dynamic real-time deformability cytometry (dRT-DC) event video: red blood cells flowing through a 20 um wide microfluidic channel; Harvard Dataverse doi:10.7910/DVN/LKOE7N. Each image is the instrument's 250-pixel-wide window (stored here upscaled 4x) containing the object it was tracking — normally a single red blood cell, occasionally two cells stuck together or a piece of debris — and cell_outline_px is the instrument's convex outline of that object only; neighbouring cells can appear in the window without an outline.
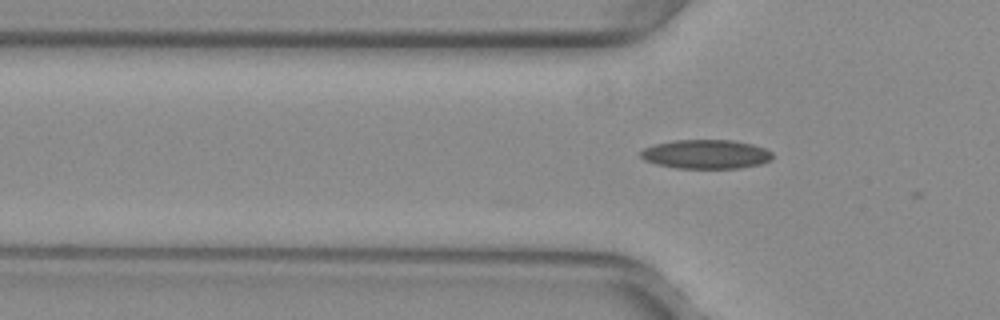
{"species": "common noctule bat (a hibernating species)", "species_latin": "Nyctalus noctula", "temperature_condition": "warm", "stored_images_in_passage": 2, "camera_frame_rate_fps": 3000, "um_per_image_px": 0.085, "animal": {"sex": "female", "body_mass_g": 29.2, "forearm_length_mm": 56.3}, "frame": {"image": 1, "passage_image": 2, "time_ms": 0.333, "image_size_px": [1000, 320], "cell_outline_px": [[772, 160], [760, 164], [740, 168], [676, 168], [656, 164], [644, 160], [640, 156], [640, 152], [644, 148], [652, 144], [672, 140], [732, 140], [752, 144], [764, 148], [772, 152]], "centroid_in_image_um": [59.98, 13.1], "position_along_channel_um": 65.8, "area_um2": 22.48}}